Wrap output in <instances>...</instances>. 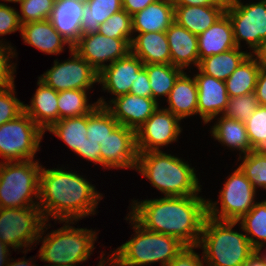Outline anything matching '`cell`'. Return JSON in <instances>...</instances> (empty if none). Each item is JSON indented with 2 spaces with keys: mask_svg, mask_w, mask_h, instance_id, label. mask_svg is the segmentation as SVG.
Wrapping results in <instances>:
<instances>
[{
  "mask_svg": "<svg viewBox=\"0 0 266 266\" xmlns=\"http://www.w3.org/2000/svg\"><path fill=\"white\" fill-rule=\"evenodd\" d=\"M131 199L129 214L145 229L177 238L185 246L199 244L207 217L206 196H161Z\"/></svg>",
  "mask_w": 266,
  "mask_h": 266,
  "instance_id": "obj_1",
  "label": "cell"
},
{
  "mask_svg": "<svg viewBox=\"0 0 266 266\" xmlns=\"http://www.w3.org/2000/svg\"><path fill=\"white\" fill-rule=\"evenodd\" d=\"M70 170L64 165L52 169L42 166L38 206L45 221H80L97 215L103 194L86 175Z\"/></svg>",
  "mask_w": 266,
  "mask_h": 266,
  "instance_id": "obj_2",
  "label": "cell"
},
{
  "mask_svg": "<svg viewBox=\"0 0 266 266\" xmlns=\"http://www.w3.org/2000/svg\"><path fill=\"white\" fill-rule=\"evenodd\" d=\"M50 222L45 221L37 240L38 245L42 243L37 259L49 263L45 266H80L86 263L96 249L95 242L98 241L100 230L80 226L76 228L74 225L78 221L68 220L54 221L55 225L58 222L63 223V226L49 232L54 227Z\"/></svg>",
  "mask_w": 266,
  "mask_h": 266,
  "instance_id": "obj_3",
  "label": "cell"
},
{
  "mask_svg": "<svg viewBox=\"0 0 266 266\" xmlns=\"http://www.w3.org/2000/svg\"><path fill=\"white\" fill-rule=\"evenodd\" d=\"M135 171L163 196H192L202 192L195 167L177 154L164 150L138 152Z\"/></svg>",
  "mask_w": 266,
  "mask_h": 266,
  "instance_id": "obj_4",
  "label": "cell"
},
{
  "mask_svg": "<svg viewBox=\"0 0 266 266\" xmlns=\"http://www.w3.org/2000/svg\"><path fill=\"white\" fill-rule=\"evenodd\" d=\"M240 230H235L236 226ZM199 249L206 266H243L255 253L238 221L204 220Z\"/></svg>",
  "mask_w": 266,
  "mask_h": 266,
  "instance_id": "obj_5",
  "label": "cell"
},
{
  "mask_svg": "<svg viewBox=\"0 0 266 266\" xmlns=\"http://www.w3.org/2000/svg\"><path fill=\"white\" fill-rule=\"evenodd\" d=\"M124 220L128 221L134 234L109 252L122 265L147 266L159 262L160 266H167L185 246L173 236L145 229L129 213Z\"/></svg>",
  "mask_w": 266,
  "mask_h": 266,
  "instance_id": "obj_6",
  "label": "cell"
},
{
  "mask_svg": "<svg viewBox=\"0 0 266 266\" xmlns=\"http://www.w3.org/2000/svg\"><path fill=\"white\" fill-rule=\"evenodd\" d=\"M42 163L0 162V208H25L39 205Z\"/></svg>",
  "mask_w": 266,
  "mask_h": 266,
  "instance_id": "obj_7",
  "label": "cell"
},
{
  "mask_svg": "<svg viewBox=\"0 0 266 266\" xmlns=\"http://www.w3.org/2000/svg\"><path fill=\"white\" fill-rule=\"evenodd\" d=\"M232 171L219 191L218 200L207 198V216L217 220L239 221L257 202L258 191L241 169L237 166Z\"/></svg>",
  "mask_w": 266,
  "mask_h": 266,
  "instance_id": "obj_8",
  "label": "cell"
},
{
  "mask_svg": "<svg viewBox=\"0 0 266 266\" xmlns=\"http://www.w3.org/2000/svg\"><path fill=\"white\" fill-rule=\"evenodd\" d=\"M44 223L39 206L0 208V240L12 251L18 250V254L21 252L26 255L34 246L37 247Z\"/></svg>",
  "mask_w": 266,
  "mask_h": 266,
  "instance_id": "obj_9",
  "label": "cell"
},
{
  "mask_svg": "<svg viewBox=\"0 0 266 266\" xmlns=\"http://www.w3.org/2000/svg\"><path fill=\"white\" fill-rule=\"evenodd\" d=\"M45 132L23 112L0 126V162L29 161L36 157Z\"/></svg>",
  "mask_w": 266,
  "mask_h": 266,
  "instance_id": "obj_10",
  "label": "cell"
},
{
  "mask_svg": "<svg viewBox=\"0 0 266 266\" xmlns=\"http://www.w3.org/2000/svg\"><path fill=\"white\" fill-rule=\"evenodd\" d=\"M251 1L232 2L225 13L232 23L236 46L247 45L249 54H254L266 39V0Z\"/></svg>",
  "mask_w": 266,
  "mask_h": 266,
  "instance_id": "obj_11",
  "label": "cell"
},
{
  "mask_svg": "<svg viewBox=\"0 0 266 266\" xmlns=\"http://www.w3.org/2000/svg\"><path fill=\"white\" fill-rule=\"evenodd\" d=\"M66 60L55 59L52 67L37 78L48 87L60 92L64 90H94L99 73L74 49Z\"/></svg>",
  "mask_w": 266,
  "mask_h": 266,
  "instance_id": "obj_12",
  "label": "cell"
},
{
  "mask_svg": "<svg viewBox=\"0 0 266 266\" xmlns=\"http://www.w3.org/2000/svg\"><path fill=\"white\" fill-rule=\"evenodd\" d=\"M181 120L161 105L136 130L138 152L161 151L179 140L183 133ZM162 148V149H161Z\"/></svg>",
  "mask_w": 266,
  "mask_h": 266,
  "instance_id": "obj_13",
  "label": "cell"
},
{
  "mask_svg": "<svg viewBox=\"0 0 266 266\" xmlns=\"http://www.w3.org/2000/svg\"><path fill=\"white\" fill-rule=\"evenodd\" d=\"M101 167L107 170L130 169L137 166L136 131L118 125L100 144Z\"/></svg>",
  "mask_w": 266,
  "mask_h": 266,
  "instance_id": "obj_14",
  "label": "cell"
},
{
  "mask_svg": "<svg viewBox=\"0 0 266 266\" xmlns=\"http://www.w3.org/2000/svg\"><path fill=\"white\" fill-rule=\"evenodd\" d=\"M127 39L111 38L96 33L85 34L73 49L98 73L130 52Z\"/></svg>",
  "mask_w": 266,
  "mask_h": 266,
  "instance_id": "obj_15",
  "label": "cell"
},
{
  "mask_svg": "<svg viewBox=\"0 0 266 266\" xmlns=\"http://www.w3.org/2000/svg\"><path fill=\"white\" fill-rule=\"evenodd\" d=\"M143 67L142 60L129 52L125 57L103 68L98 75V86L100 84L104 93L111 94V98L107 101L103 96L98 98V105L105 107L112 99L128 94L137 73Z\"/></svg>",
  "mask_w": 266,
  "mask_h": 266,
  "instance_id": "obj_16",
  "label": "cell"
},
{
  "mask_svg": "<svg viewBox=\"0 0 266 266\" xmlns=\"http://www.w3.org/2000/svg\"><path fill=\"white\" fill-rule=\"evenodd\" d=\"M192 70L198 88V117L207 125L219 115H223L228 104L229 95L225 82L202 73L198 68ZM197 71V72H196Z\"/></svg>",
  "mask_w": 266,
  "mask_h": 266,
  "instance_id": "obj_17",
  "label": "cell"
},
{
  "mask_svg": "<svg viewBox=\"0 0 266 266\" xmlns=\"http://www.w3.org/2000/svg\"><path fill=\"white\" fill-rule=\"evenodd\" d=\"M160 105L153 98L128 93L112 99L105 108L119 125L136 131Z\"/></svg>",
  "mask_w": 266,
  "mask_h": 266,
  "instance_id": "obj_18",
  "label": "cell"
},
{
  "mask_svg": "<svg viewBox=\"0 0 266 266\" xmlns=\"http://www.w3.org/2000/svg\"><path fill=\"white\" fill-rule=\"evenodd\" d=\"M171 55V64L183 71L199 65L198 37L186 28L174 23L165 31ZM190 69V70H189Z\"/></svg>",
  "mask_w": 266,
  "mask_h": 266,
  "instance_id": "obj_19",
  "label": "cell"
},
{
  "mask_svg": "<svg viewBox=\"0 0 266 266\" xmlns=\"http://www.w3.org/2000/svg\"><path fill=\"white\" fill-rule=\"evenodd\" d=\"M86 4L74 0H55L49 21L73 48L80 40L81 21Z\"/></svg>",
  "mask_w": 266,
  "mask_h": 266,
  "instance_id": "obj_20",
  "label": "cell"
},
{
  "mask_svg": "<svg viewBox=\"0 0 266 266\" xmlns=\"http://www.w3.org/2000/svg\"><path fill=\"white\" fill-rule=\"evenodd\" d=\"M183 71L175 80L166 101L164 109L172 112L181 121L198 116V88L194 75ZM188 74V75H187Z\"/></svg>",
  "mask_w": 266,
  "mask_h": 266,
  "instance_id": "obj_21",
  "label": "cell"
},
{
  "mask_svg": "<svg viewBox=\"0 0 266 266\" xmlns=\"http://www.w3.org/2000/svg\"><path fill=\"white\" fill-rule=\"evenodd\" d=\"M20 34L25 45L34 47L44 53V55L57 56L67 48L69 49L68 51L73 49L49 20L22 24Z\"/></svg>",
  "mask_w": 266,
  "mask_h": 266,
  "instance_id": "obj_22",
  "label": "cell"
},
{
  "mask_svg": "<svg viewBox=\"0 0 266 266\" xmlns=\"http://www.w3.org/2000/svg\"><path fill=\"white\" fill-rule=\"evenodd\" d=\"M37 89L30 104L24 103V112L46 133L59 121L58 92L37 80Z\"/></svg>",
  "mask_w": 266,
  "mask_h": 266,
  "instance_id": "obj_23",
  "label": "cell"
},
{
  "mask_svg": "<svg viewBox=\"0 0 266 266\" xmlns=\"http://www.w3.org/2000/svg\"><path fill=\"white\" fill-rule=\"evenodd\" d=\"M211 122L212 126H210V130L208 131H210L211 138H214V141H217L221 146L239 152V156L245 155L253 150L248 139L245 123L225 115H219L209 123Z\"/></svg>",
  "mask_w": 266,
  "mask_h": 266,
  "instance_id": "obj_24",
  "label": "cell"
},
{
  "mask_svg": "<svg viewBox=\"0 0 266 266\" xmlns=\"http://www.w3.org/2000/svg\"><path fill=\"white\" fill-rule=\"evenodd\" d=\"M197 37L199 60L237 47L232 23L226 13Z\"/></svg>",
  "mask_w": 266,
  "mask_h": 266,
  "instance_id": "obj_25",
  "label": "cell"
},
{
  "mask_svg": "<svg viewBox=\"0 0 266 266\" xmlns=\"http://www.w3.org/2000/svg\"><path fill=\"white\" fill-rule=\"evenodd\" d=\"M130 52L144 64H171L166 32L133 33Z\"/></svg>",
  "mask_w": 266,
  "mask_h": 266,
  "instance_id": "obj_26",
  "label": "cell"
},
{
  "mask_svg": "<svg viewBox=\"0 0 266 266\" xmlns=\"http://www.w3.org/2000/svg\"><path fill=\"white\" fill-rule=\"evenodd\" d=\"M174 21L173 0H157L132 16V32H165Z\"/></svg>",
  "mask_w": 266,
  "mask_h": 266,
  "instance_id": "obj_27",
  "label": "cell"
},
{
  "mask_svg": "<svg viewBox=\"0 0 266 266\" xmlns=\"http://www.w3.org/2000/svg\"><path fill=\"white\" fill-rule=\"evenodd\" d=\"M226 11V6L213 4L210 6H174L175 22L199 35L211 27Z\"/></svg>",
  "mask_w": 266,
  "mask_h": 266,
  "instance_id": "obj_28",
  "label": "cell"
},
{
  "mask_svg": "<svg viewBox=\"0 0 266 266\" xmlns=\"http://www.w3.org/2000/svg\"><path fill=\"white\" fill-rule=\"evenodd\" d=\"M261 66L254 54H249L224 81L229 97H237L255 92Z\"/></svg>",
  "mask_w": 266,
  "mask_h": 266,
  "instance_id": "obj_29",
  "label": "cell"
},
{
  "mask_svg": "<svg viewBox=\"0 0 266 266\" xmlns=\"http://www.w3.org/2000/svg\"><path fill=\"white\" fill-rule=\"evenodd\" d=\"M248 55V50L236 47L201 59L197 68L206 75L225 81Z\"/></svg>",
  "mask_w": 266,
  "mask_h": 266,
  "instance_id": "obj_30",
  "label": "cell"
},
{
  "mask_svg": "<svg viewBox=\"0 0 266 266\" xmlns=\"http://www.w3.org/2000/svg\"><path fill=\"white\" fill-rule=\"evenodd\" d=\"M47 131L61 139L67 148L76 154L78 151H83V144L87 138V114L61 119Z\"/></svg>",
  "mask_w": 266,
  "mask_h": 266,
  "instance_id": "obj_31",
  "label": "cell"
},
{
  "mask_svg": "<svg viewBox=\"0 0 266 266\" xmlns=\"http://www.w3.org/2000/svg\"><path fill=\"white\" fill-rule=\"evenodd\" d=\"M147 71L150 86L152 89V98L160 104L162 100L167 99L175 80L183 72L181 68L172 64H144ZM166 97V98H165ZM161 98H165L162 99ZM161 102H160V101Z\"/></svg>",
  "mask_w": 266,
  "mask_h": 266,
  "instance_id": "obj_32",
  "label": "cell"
},
{
  "mask_svg": "<svg viewBox=\"0 0 266 266\" xmlns=\"http://www.w3.org/2000/svg\"><path fill=\"white\" fill-rule=\"evenodd\" d=\"M81 21L82 35L96 33L100 24L123 9L122 0H88Z\"/></svg>",
  "mask_w": 266,
  "mask_h": 266,
  "instance_id": "obj_33",
  "label": "cell"
},
{
  "mask_svg": "<svg viewBox=\"0 0 266 266\" xmlns=\"http://www.w3.org/2000/svg\"><path fill=\"white\" fill-rule=\"evenodd\" d=\"M94 90H64L58 92L59 120L91 113L98 102L90 103L89 94Z\"/></svg>",
  "mask_w": 266,
  "mask_h": 266,
  "instance_id": "obj_34",
  "label": "cell"
},
{
  "mask_svg": "<svg viewBox=\"0 0 266 266\" xmlns=\"http://www.w3.org/2000/svg\"><path fill=\"white\" fill-rule=\"evenodd\" d=\"M252 247L266 244V199L258 200L239 221Z\"/></svg>",
  "mask_w": 266,
  "mask_h": 266,
  "instance_id": "obj_35",
  "label": "cell"
},
{
  "mask_svg": "<svg viewBox=\"0 0 266 266\" xmlns=\"http://www.w3.org/2000/svg\"><path fill=\"white\" fill-rule=\"evenodd\" d=\"M238 167L245 174L254 188L258 191H266V150H252L251 152L238 156Z\"/></svg>",
  "mask_w": 266,
  "mask_h": 266,
  "instance_id": "obj_36",
  "label": "cell"
},
{
  "mask_svg": "<svg viewBox=\"0 0 266 266\" xmlns=\"http://www.w3.org/2000/svg\"><path fill=\"white\" fill-rule=\"evenodd\" d=\"M118 125L112 114L105 107L98 105L87 114L86 136L89 140L101 144Z\"/></svg>",
  "mask_w": 266,
  "mask_h": 266,
  "instance_id": "obj_37",
  "label": "cell"
},
{
  "mask_svg": "<svg viewBox=\"0 0 266 266\" xmlns=\"http://www.w3.org/2000/svg\"><path fill=\"white\" fill-rule=\"evenodd\" d=\"M98 33L106 37L127 39L131 43L133 39L132 16L122 9L100 24Z\"/></svg>",
  "mask_w": 266,
  "mask_h": 266,
  "instance_id": "obj_38",
  "label": "cell"
},
{
  "mask_svg": "<svg viewBox=\"0 0 266 266\" xmlns=\"http://www.w3.org/2000/svg\"><path fill=\"white\" fill-rule=\"evenodd\" d=\"M55 0H21L19 4V20L21 24L48 20Z\"/></svg>",
  "mask_w": 266,
  "mask_h": 266,
  "instance_id": "obj_39",
  "label": "cell"
},
{
  "mask_svg": "<svg viewBox=\"0 0 266 266\" xmlns=\"http://www.w3.org/2000/svg\"><path fill=\"white\" fill-rule=\"evenodd\" d=\"M245 126L253 150H266V106H259Z\"/></svg>",
  "mask_w": 266,
  "mask_h": 266,
  "instance_id": "obj_40",
  "label": "cell"
},
{
  "mask_svg": "<svg viewBox=\"0 0 266 266\" xmlns=\"http://www.w3.org/2000/svg\"><path fill=\"white\" fill-rule=\"evenodd\" d=\"M259 107L255 92L229 97L227 108L223 115L245 123Z\"/></svg>",
  "mask_w": 266,
  "mask_h": 266,
  "instance_id": "obj_41",
  "label": "cell"
},
{
  "mask_svg": "<svg viewBox=\"0 0 266 266\" xmlns=\"http://www.w3.org/2000/svg\"><path fill=\"white\" fill-rule=\"evenodd\" d=\"M17 57L18 53L15 46L0 42V88L15 84ZM13 59L16 60V63Z\"/></svg>",
  "mask_w": 266,
  "mask_h": 266,
  "instance_id": "obj_42",
  "label": "cell"
},
{
  "mask_svg": "<svg viewBox=\"0 0 266 266\" xmlns=\"http://www.w3.org/2000/svg\"><path fill=\"white\" fill-rule=\"evenodd\" d=\"M16 85L0 88V126L24 112V102L17 98Z\"/></svg>",
  "mask_w": 266,
  "mask_h": 266,
  "instance_id": "obj_43",
  "label": "cell"
},
{
  "mask_svg": "<svg viewBox=\"0 0 266 266\" xmlns=\"http://www.w3.org/2000/svg\"><path fill=\"white\" fill-rule=\"evenodd\" d=\"M21 27L22 24L16 7L9 6L7 3H0V42L12 45L11 42L1 38L17 31L21 33Z\"/></svg>",
  "mask_w": 266,
  "mask_h": 266,
  "instance_id": "obj_44",
  "label": "cell"
},
{
  "mask_svg": "<svg viewBox=\"0 0 266 266\" xmlns=\"http://www.w3.org/2000/svg\"><path fill=\"white\" fill-rule=\"evenodd\" d=\"M199 246H184L167 266H206L203 254L196 252Z\"/></svg>",
  "mask_w": 266,
  "mask_h": 266,
  "instance_id": "obj_45",
  "label": "cell"
},
{
  "mask_svg": "<svg viewBox=\"0 0 266 266\" xmlns=\"http://www.w3.org/2000/svg\"><path fill=\"white\" fill-rule=\"evenodd\" d=\"M129 93L140 97L152 98L149 77L144 67L137 73L136 80L133 81Z\"/></svg>",
  "mask_w": 266,
  "mask_h": 266,
  "instance_id": "obj_46",
  "label": "cell"
},
{
  "mask_svg": "<svg viewBox=\"0 0 266 266\" xmlns=\"http://www.w3.org/2000/svg\"><path fill=\"white\" fill-rule=\"evenodd\" d=\"M100 144L89 140L88 138L85 139V143L83 144V151H78L76 155L94 163L96 166H101V155H100Z\"/></svg>",
  "mask_w": 266,
  "mask_h": 266,
  "instance_id": "obj_47",
  "label": "cell"
},
{
  "mask_svg": "<svg viewBox=\"0 0 266 266\" xmlns=\"http://www.w3.org/2000/svg\"><path fill=\"white\" fill-rule=\"evenodd\" d=\"M255 95L259 106H266V69L262 67L257 77Z\"/></svg>",
  "mask_w": 266,
  "mask_h": 266,
  "instance_id": "obj_48",
  "label": "cell"
},
{
  "mask_svg": "<svg viewBox=\"0 0 266 266\" xmlns=\"http://www.w3.org/2000/svg\"><path fill=\"white\" fill-rule=\"evenodd\" d=\"M156 1L157 0H122V7L128 14L133 16L135 13L143 10Z\"/></svg>",
  "mask_w": 266,
  "mask_h": 266,
  "instance_id": "obj_49",
  "label": "cell"
},
{
  "mask_svg": "<svg viewBox=\"0 0 266 266\" xmlns=\"http://www.w3.org/2000/svg\"><path fill=\"white\" fill-rule=\"evenodd\" d=\"M174 6H210L213 4H221L228 6L230 0H173Z\"/></svg>",
  "mask_w": 266,
  "mask_h": 266,
  "instance_id": "obj_50",
  "label": "cell"
},
{
  "mask_svg": "<svg viewBox=\"0 0 266 266\" xmlns=\"http://www.w3.org/2000/svg\"><path fill=\"white\" fill-rule=\"evenodd\" d=\"M26 256L24 255L23 257L21 258H18V259H13V258H10V261L8 263L7 266H38L35 262H36V257H39L38 255L36 256H33L30 258H25Z\"/></svg>",
  "mask_w": 266,
  "mask_h": 266,
  "instance_id": "obj_51",
  "label": "cell"
},
{
  "mask_svg": "<svg viewBox=\"0 0 266 266\" xmlns=\"http://www.w3.org/2000/svg\"><path fill=\"white\" fill-rule=\"evenodd\" d=\"M11 248L0 240V266H7L11 257ZM10 252V253H9Z\"/></svg>",
  "mask_w": 266,
  "mask_h": 266,
  "instance_id": "obj_52",
  "label": "cell"
},
{
  "mask_svg": "<svg viewBox=\"0 0 266 266\" xmlns=\"http://www.w3.org/2000/svg\"><path fill=\"white\" fill-rule=\"evenodd\" d=\"M262 68L266 69V39L263 41L261 47L254 53Z\"/></svg>",
  "mask_w": 266,
  "mask_h": 266,
  "instance_id": "obj_53",
  "label": "cell"
},
{
  "mask_svg": "<svg viewBox=\"0 0 266 266\" xmlns=\"http://www.w3.org/2000/svg\"><path fill=\"white\" fill-rule=\"evenodd\" d=\"M243 266H266L261 259L254 253Z\"/></svg>",
  "mask_w": 266,
  "mask_h": 266,
  "instance_id": "obj_54",
  "label": "cell"
},
{
  "mask_svg": "<svg viewBox=\"0 0 266 266\" xmlns=\"http://www.w3.org/2000/svg\"><path fill=\"white\" fill-rule=\"evenodd\" d=\"M105 266H127L122 265L111 253L106 254Z\"/></svg>",
  "mask_w": 266,
  "mask_h": 266,
  "instance_id": "obj_55",
  "label": "cell"
},
{
  "mask_svg": "<svg viewBox=\"0 0 266 266\" xmlns=\"http://www.w3.org/2000/svg\"><path fill=\"white\" fill-rule=\"evenodd\" d=\"M266 244L258 247L255 250L257 256L261 259V261L266 265Z\"/></svg>",
  "mask_w": 266,
  "mask_h": 266,
  "instance_id": "obj_56",
  "label": "cell"
},
{
  "mask_svg": "<svg viewBox=\"0 0 266 266\" xmlns=\"http://www.w3.org/2000/svg\"><path fill=\"white\" fill-rule=\"evenodd\" d=\"M105 252H106V250L105 251L101 250V253L99 254L101 256H98V259L100 258V261L98 262L97 266H103L105 264V258H106Z\"/></svg>",
  "mask_w": 266,
  "mask_h": 266,
  "instance_id": "obj_57",
  "label": "cell"
},
{
  "mask_svg": "<svg viewBox=\"0 0 266 266\" xmlns=\"http://www.w3.org/2000/svg\"><path fill=\"white\" fill-rule=\"evenodd\" d=\"M21 0H0V3H5V2H9V3H19Z\"/></svg>",
  "mask_w": 266,
  "mask_h": 266,
  "instance_id": "obj_58",
  "label": "cell"
},
{
  "mask_svg": "<svg viewBox=\"0 0 266 266\" xmlns=\"http://www.w3.org/2000/svg\"><path fill=\"white\" fill-rule=\"evenodd\" d=\"M74 1L86 3L88 0H74Z\"/></svg>",
  "mask_w": 266,
  "mask_h": 266,
  "instance_id": "obj_59",
  "label": "cell"
},
{
  "mask_svg": "<svg viewBox=\"0 0 266 266\" xmlns=\"http://www.w3.org/2000/svg\"><path fill=\"white\" fill-rule=\"evenodd\" d=\"M236 1H239V0H230V3H232V2H236Z\"/></svg>",
  "mask_w": 266,
  "mask_h": 266,
  "instance_id": "obj_60",
  "label": "cell"
}]
</instances>
